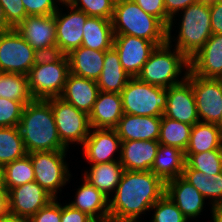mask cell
<instances>
[{"label":"cell","mask_w":222,"mask_h":222,"mask_svg":"<svg viewBox=\"0 0 222 222\" xmlns=\"http://www.w3.org/2000/svg\"><path fill=\"white\" fill-rule=\"evenodd\" d=\"M165 192L166 183L152 171L124 170L109 199V222H140Z\"/></svg>","instance_id":"cell-1"},{"label":"cell","mask_w":222,"mask_h":222,"mask_svg":"<svg viewBox=\"0 0 222 222\" xmlns=\"http://www.w3.org/2000/svg\"><path fill=\"white\" fill-rule=\"evenodd\" d=\"M18 128L27 154L69 150L60 140L50 99H34L25 105Z\"/></svg>","instance_id":"cell-2"},{"label":"cell","mask_w":222,"mask_h":222,"mask_svg":"<svg viewBox=\"0 0 222 222\" xmlns=\"http://www.w3.org/2000/svg\"><path fill=\"white\" fill-rule=\"evenodd\" d=\"M180 13L170 20L167 27V42L190 59L212 35L209 3L198 2L181 10ZM176 16L181 18L178 23ZM174 23L180 24L177 26L179 29L176 30L178 32L176 38L171 34ZM172 41H175V45Z\"/></svg>","instance_id":"cell-3"},{"label":"cell","mask_w":222,"mask_h":222,"mask_svg":"<svg viewBox=\"0 0 222 222\" xmlns=\"http://www.w3.org/2000/svg\"><path fill=\"white\" fill-rule=\"evenodd\" d=\"M114 35H131L153 42H167V27L144 12L133 0H116L111 19Z\"/></svg>","instance_id":"cell-4"},{"label":"cell","mask_w":222,"mask_h":222,"mask_svg":"<svg viewBox=\"0 0 222 222\" xmlns=\"http://www.w3.org/2000/svg\"><path fill=\"white\" fill-rule=\"evenodd\" d=\"M189 69V59L166 42L156 46L137 78L145 83L167 89L183 82Z\"/></svg>","instance_id":"cell-5"},{"label":"cell","mask_w":222,"mask_h":222,"mask_svg":"<svg viewBox=\"0 0 222 222\" xmlns=\"http://www.w3.org/2000/svg\"><path fill=\"white\" fill-rule=\"evenodd\" d=\"M70 73L67 55L40 56L28 72V83L34 99L60 97Z\"/></svg>","instance_id":"cell-6"},{"label":"cell","mask_w":222,"mask_h":222,"mask_svg":"<svg viewBox=\"0 0 222 222\" xmlns=\"http://www.w3.org/2000/svg\"><path fill=\"white\" fill-rule=\"evenodd\" d=\"M124 114L162 116L166 110L167 89L131 77L120 93Z\"/></svg>","instance_id":"cell-7"},{"label":"cell","mask_w":222,"mask_h":222,"mask_svg":"<svg viewBox=\"0 0 222 222\" xmlns=\"http://www.w3.org/2000/svg\"><path fill=\"white\" fill-rule=\"evenodd\" d=\"M67 151H41L28 154L35 173L34 181L53 198H57L59 191L61 192L63 186L65 187L71 180L69 164L66 162Z\"/></svg>","instance_id":"cell-8"},{"label":"cell","mask_w":222,"mask_h":222,"mask_svg":"<svg viewBox=\"0 0 222 222\" xmlns=\"http://www.w3.org/2000/svg\"><path fill=\"white\" fill-rule=\"evenodd\" d=\"M50 105L62 144L67 149L75 143L82 146L91 131L89 115L60 97L50 98Z\"/></svg>","instance_id":"cell-9"},{"label":"cell","mask_w":222,"mask_h":222,"mask_svg":"<svg viewBox=\"0 0 222 222\" xmlns=\"http://www.w3.org/2000/svg\"><path fill=\"white\" fill-rule=\"evenodd\" d=\"M39 57L15 28L0 32V72L27 75Z\"/></svg>","instance_id":"cell-10"},{"label":"cell","mask_w":222,"mask_h":222,"mask_svg":"<svg viewBox=\"0 0 222 222\" xmlns=\"http://www.w3.org/2000/svg\"><path fill=\"white\" fill-rule=\"evenodd\" d=\"M186 79L194 91L200 122L216 124L222 114V78H204L189 70Z\"/></svg>","instance_id":"cell-11"},{"label":"cell","mask_w":222,"mask_h":222,"mask_svg":"<svg viewBox=\"0 0 222 222\" xmlns=\"http://www.w3.org/2000/svg\"><path fill=\"white\" fill-rule=\"evenodd\" d=\"M54 14L56 26V54L67 55L79 48L83 40V28L88 15L70 4H62ZM69 10V11H68Z\"/></svg>","instance_id":"cell-12"},{"label":"cell","mask_w":222,"mask_h":222,"mask_svg":"<svg viewBox=\"0 0 222 222\" xmlns=\"http://www.w3.org/2000/svg\"><path fill=\"white\" fill-rule=\"evenodd\" d=\"M15 30L38 53L56 54V26L54 14L46 16H27Z\"/></svg>","instance_id":"cell-13"},{"label":"cell","mask_w":222,"mask_h":222,"mask_svg":"<svg viewBox=\"0 0 222 222\" xmlns=\"http://www.w3.org/2000/svg\"><path fill=\"white\" fill-rule=\"evenodd\" d=\"M120 150L121 139L116 129L91 128L88 137L82 145L83 156L88 160L89 164H101L120 160ZM116 152L118 154H115Z\"/></svg>","instance_id":"cell-14"},{"label":"cell","mask_w":222,"mask_h":222,"mask_svg":"<svg viewBox=\"0 0 222 222\" xmlns=\"http://www.w3.org/2000/svg\"><path fill=\"white\" fill-rule=\"evenodd\" d=\"M54 198L37 182L32 181L8 191L9 215L31 218Z\"/></svg>","instance_id":"cell-15"},{"label":"cell","mask_w":222,"mask_h":222,"mask_svg":"<svg viewBox=\"0 0 222 222\" xmlns=\"http://www.w3.org/2000/svg\"><path fill=\"white\" fill-rule=\"evenodd\" d=\"M113 48L119 55L122 68L130 77H137L156 45L131 35H114Z\"/></svg>","instance_id":"cell-16"},{"label":"cell","mask_w":222,"mask_h":222,"mask_svg":"<svg viewBox=\"0 0 222 222\" xmlns=\"http://www.w3.org/2000/svg\"><path fill=\"white\" fill-rule=\"evenodd\" d=\"M164 116L189 125L200 122L191 83L183 82L167 88Z\"/></svg>","instance_id":"cell-17"},{"label":"cell","mask_w":222,"mask_h":222,"mask_svg":"<svg viewBox=\"0 0 222 222\" xmlns=\"http://www.w3.org/2000/svg\"><path fill=\"white\" fill-rule=\"evenodd\" d=\"M166 195L180 209L188 220H193L202 215L207 200L192 184L182 176L166 182Z\"/></svg>","instance_id":"cell-18"},{"label":"cell","mask_w":222,"mask_h":222,"mask_svg":"<svg viewBox=\"0 0 222 222\" xmlns=\"http://www.w3.org/2000/svg\"><path fill=\"white\" fill-rule=\"evenodd\" d=\"M190 71L204 78H222V34H212L189 59Z\"/></svg>","instance_id":"cell-19"},{"label":"cell","mask_w":222,"mask_h":222,"mask_svg":"<svg viewBox=\"0 0 222 222\" xmlns=\"http://www.w3.org/2000/svg\"><path fill=\"white\" fill-rule=\"evenodd\" d=\"M160 143L153 140L122 141L120 163L124 170L150 171Z\"/></svg>","instance_id":"cell-20"},{"label":"cell","mask_w":222,"mask_h":222,"mask_svg":"<svg viewBox=\"0 0 222 222\" xmlns=\"http://www.w3.org/2000/svg\"><path fill=\"white\" fill-rule=\"evenodd\" d=\"M161 116L123 114L115 128L122 141H158Z\"/></svg>","instance_id":"cell-21"},{"label":"cell","mask_w":222,"mask_h":222,"mask_svg":"<svg viewBox=\"0 0 222 222\" xmlns=\"http://www.w3.org/2000/svg\"><path fill=\"white\" fill-rule=\"evenodd\" d=\"M98 93L97 81L69 73L60 98L89 115Z\"/></svg>","instance_id":"cell-22"},{"label":"cell","mask_w":222,"mask_h":222,"mask_svg":"<svg viewBox=\"0 0 222 222\" xmlns=\"http://www.w3.org/2000/svg\"><path fill=\"white\" fill-rule=\"evenodd\" d=\"M82 181V184L76 189L74 201L68 204L85 212L96 222H109V198L85 179Z\"/></svg>","instance_id":"cell-23"},{"label":"cell","mask_w":222,"mask_h":222,"mask_svg":"<svg viewBox=\"0 0 222 222\" xmlns=\"http://www.w3.org/2000/svg\"><path fill=\"white\" fill-rule=\"evenodd\" d=\"M122 98L119 93L99 91L89 114L91 128L115 129L123 116Z\"/></svg>","instance_id":"cell-24"},{"label":"cell","mask_w":222,"mask_h":222,"mask_svg":"<svg viewBox=\"0 0 222 222\" xmlns=\"http://www.w3.org/2000/svg\"><path fill=\"white\" fill-rule=\"evenodd\" d=\"M105 51L80 46L67 54L70 73L97 81L104 66Z\"/></svg>","instance_id":"cell-25"},{"label":"cell","mask_w":222,"mask_h":222,"mask_svg":"<svg viewBox=\"0 0 222 222\" xmlns=\"http://www.w3.org/2000/svg\"><path fill=\"white\" fill-rule=\"evenodd\" d=\"M90 165L89 170H84L83 179L110 199V195L115 192L124 172L120 160Z\"/></svg>","instance_id":"cell-26"},{"label":"cell","mask_w":222,"mask_h":222,"mask_svg":"<svg viewBox=\"0 0 222 222\" xmlns=\"http://www.w3.org/2000/svg\"><path fill=\"white\" fill-rule=\"evenodd\" d=\"M130 78L122 68L117 51L113 47L105 51L104 66L97 80L99 91L120 94Z\"/></svg>","instance_id":"cell-27"},{"label":"cell","mask_w":222,"mask_h":222,"mask_svg":"<svg viewBox=\"0 0 222 222\" xmlns=\"http://www.w3.org/2000/svg\"><path fill=\"white\" fill-rule=\"evenodd\" d=\"M184 166V151L174 146L160 144L150 171L166 183L182 176Z\"/></svg>","instance_id":"cell-28"},{"label":"cell","mask_w":222,"mask_h":222,"mask_svg":"<svg viewBox=\"0 0 222 222\" xmlns=\"http://www.w3.org/2000/svg\"><path fill=\"white\" fill-rule=\"evenodd\" d=\"M83 32L81 46L97 51H107L113 47L114 33L111 20L88 16Z\"/></svg>","instance_id":"cell-29"},{"label":"cell","mask_w":222,"mask_h":222,"mask_svg":"<svg viewBox=\"0 0 222 222\" xmlns=\"http://www.w3.org/2000/svg\"><path fill=\"white\" fill-rule=\"evenodd\" d=\"M222 149V131L215 123L198 122L192 126L189 144L184 153H201Z\"/></svg>","instance_id":"cell-30"},{"label":"cell","mask_w":222,"mask_h":222,"mask_svg":"<svg viewBox=\"0 0 222 222\" xmlns=\"http://www.w3.org/2000/svg\"><path fill=\"white\" fill-rule=\"evenodd\" d=\"M182 177L210 201V206L222 204V172L205 176L203 172L191 169L185 163Z\"/></svg>","instance_id":"cell-31"},{"label":"cell","mask_w":222,"mask_h":222,"mask_svg":"<svg viewBox=\"0 0 222 222\" xmlns=\"http://www.w3.org/2000/svg\"><path fill=\"white\" fill-rule=\"evenodd\" d=\"M193 125L161 116L158 142L166 146H174L185 152Z\"/></svg>","instance_id":"cell-32"},{"label":"cell","mask_w":222,"mask_h":222,"mask_svg":"<svg viewBox=\"0 0 222 222\" xmlns=\"http://www.w3.org/2000/svg\"><path fill=\"white\" fill-rule=\"evenodd\" d=\"M0 97L19 101L24 105L33 101L27 75L0 72Z\"/></svg>","instance_id":"cell-33"},{"label":"cell","mask_w":222,"mask_h":222,"mask_svg":"<svg viewBox=\"0 0 222 222\" xmlns=\"http://www.w3.org/2000/svg\"><path fill=\"white\" fill-rule=\"evenodd\" d=\"M27 154L17 127H0V165L5 166Z\"/></svg>","instance_id":"cell-34"},{"label":"cell","mask_w":222,"mask_h":222,"mask_svg":"<svg viewBox=\"0 0 222 222\" xmlns=\"http://www.w3.org/2000/svg\"><path fill=\"white\" fill-rule=\"evenodd\" d=\"M34 178L35 173L28 154L3 166V184L7 191L32 182Z\"/></svg>","instance_id":"cell-35"},{"label":"cell","mask_w":222,"mask_h":222,"mask_svg":"<svg viewBox=\"0 0 222 222\" xmlns=\"http://www.w3.org/2000/svg\"><path fill=\"white\" fill-rule=\"evenodd\" d=\"M185 163L194 170L209 174L222 172V149H215L201 153H184Z\"/></svg>","instance_id":"cell-36"},{"label":"cell","mask_w":222,"mask_h":222,"mask_svg":"<svg viewBox=\"0 0 222 222\" xmlns=\"http://www.w3.org/2000/svg\"><path fill=\"white\" fill-rule=\"evenodd\" d=\"M154 210L151 222H188L171 198L164 194L151 208Z\"/></svg>","instance_id":"cell-37"},{"label":"cell","mask_w":222,"mask_h":222,"mask_svg":"<svg viewBox=\"0 0 222 222\" xmlns=\"http://www.w3.org/2000/svg\"><path fill=\"white\" fill-rule=\"evenodd\" d=\"M116 0H73L70 5L88 16L112 19Z\"/></svg>","instance_id":"cell-38"},{"label":"cell","mask_w":222,"mask_h":222,"mask_svg":"<svg viewBox=\"0 0 222 222\" xmlns=\"http://www.w3.org/2000/svg\"><path fill=\"white\" fill-rule=\"evenodd\" d=\"M24 107L19 101L0 97V127H17Z\"/></svg>","instance_id":"cell-39"},{"label":"cell","mask_w":222,"mask_h":222,"mask_svg":"<svg viewBox=\"0 0 222 222\" xmlns=\"http://www.w3.org/2000/svg\"><path fill=\"white\" fill-rule=\"evenodd\" d=\"M27 16L55 14L61 4L57 0H22ZM59 5V6H58Z\"/></svg>","instance_id":"cell-40"},{"label":"cell","mask_w":222,"mask_h":222,"mask_svg":"<svg viewBox=\"0 0 222 222\" xmlns=\"http://www.w3.org/2000/svg\"><path fill=\"white\" fill-rule=\"evenodd\" d=\"M0 3L3 7L6 21L12 28H15L27 17L22 0H0Z\"/></svg>","instance_id":"cell-41"},{"label":"cell","mask_w":222,"mask_h":222,"mask_svg":"<svg viewBox=\"0 0 222 222\" xmlns=\"http://www.w3.org/2000/svg\"><path fill=\"white\" fill-rule=\"evenodd\" d=\"M57 200L54 198L42 207L30 218L31 222H61V203Z\"/></svg>","instance_id":"cell-42"},{"label":"cell","mask_w":222,"mask_h":222,"mask_svg":"<svg viewBox=\"0 0 222 222\" xmlns=\"http://www.w3.org/2000/svg\"><path fill=\"white\" fill-rule=\"evenodd\" d=\"M144 12L158 18L166 27L170 18L166 14L164 0H133Z\"/></svg>","instance_id":"cell-43"},{"label":"cell","mask_w":222,"mask_h":222,"mask_svg":"<svg viewBox=\"0 0 222 222\" xmlns=\"http://www.w3.org/2000/svg\"><path fill=\"white\" fill-rule=\"evenodd\" d=\"M61 222H95V220L85 212L66 203L61 204Z\"/></svg>","instance_id":"cell-44"},{"label":"cell","mask_w":222,"mask_h":222,"mask_svg":"<svg viewBox=\"0 0 222 222\" xmlns=\"http://www.w3.org/2000/svg\"><path fill=\"white\" fill-rule=\"evenodd\" d=\"M212 34H222V0L209 4Z\"/></svg>","instance_id":"cell-45"},{"label":"cell","mask_w":222,"mask_h":222,"mask_svg":"<svg viewBox=\"0 0 222 222\" xmlns=\"http://www.w3.org/2000/svg\"><path fill=\"white\" fill-rule=\"evenodd\" d=\"M198 2H200V0H164L166 14L172 19L181 10Z\"/></svg>","instance_id":"cell-46"},{"label":"cell","mask_w":222,"mask_h":222,"mask_svg":"<svg viewBox=\"0 0 222 222\" xmlns=\"http://www.w3.org/2000/svg\"><path fill=\"white\" fill-rule=\"evenodd\" d=\"M9 216L8 191L0 187V222Z\"/></svg>","instance_id":"cell-47"},{"label":"cell","mask_w":222,"mask_h":222,"mask_svg":"<svg viewBox=\"0 0 222 222\" xmlns=\"http://www.w3.org/2000/svg\"><path fill=\"white\" fill-rule=\"evenodd\" d=\"M213 222H222V204L212 205L210 207Z\"/></svg>","instance_id":"cell-48"},{"label":"cell","mask_w":222,"mask_h":222,"mask_svg":"<svg viewBox=\"0 0 222 222\" xmlns=\"http://www.w3.org/2000/svg\"><path fill=\"white\" fill-rule=\"evenodd\" d=\"M12 29V27L7 23L3 7L0 3V32Z\"/></svg>","instance_id":"cell-49"},{"label":"cell","mask_w":222,"mask_h":222,"mask_svg":"<svg viewBox=\"0 0 222 222\" xmlns=\"http://www.w3.org/2000/svg\"><path fill=\"white\" fill-rule=\"evenodd\" d=\"M1 222H31V220L30 218L13 217L9 215L5 219H3Z\"/></svg>","instance_id":"cell-50"},{"label":"cell","mask_w":222,"mask_h":222,"mask_svg":"<svg viewBox=\"0 0 222 222\" xmlns=\"http://www.w3.org/2000/svg\"><path fill=\"white\" fill-rule=\"evenodd\" d=\"M0 187H4L3 184V166L0 165Z\"/></svg>","instance_id":"cell-51"},{"label":"cell","mask_w":222,"mask_h":222,"mask_svg":"<svg viewBox=\"0 0 222 222\" xmlns=\"http://www.w3.org/2000/svg\"><path fill=\"white\" fill-rule=\"evenodd\" d=\"M57 1L59 4L61 3L62 5V4H70L73 0H57Z\"/></svg>","instance_id":"cell-52"},{"label":"cell","mask_w":222,"mask_h":222,"mask_svg":"<svg viewBox=\"0 0 222 222\" xmlns=\"http://www.w3.org/2000/svg\"><path fill=\"white\" fill-rule=\"evenodd\" d=\"M216 125L220 128V130L222 131V114L221 117L219 119V121L216 123Z\"/></svg>","instance_id":"cell-53"},{"label":"cell","mask_w":222,"mask_h":222,"mask_svg":"<svg viewBox=\"0 0 222 222\" xmlns=\"http://www.w3.org/2000/svg\"><path fill=\"white\" fill-rule=\"evenodd\" d=\"M216 1H219V0H200V2L209 3V4Z\"/></svg>","instance_id":"cell-54"}]
</instances>
